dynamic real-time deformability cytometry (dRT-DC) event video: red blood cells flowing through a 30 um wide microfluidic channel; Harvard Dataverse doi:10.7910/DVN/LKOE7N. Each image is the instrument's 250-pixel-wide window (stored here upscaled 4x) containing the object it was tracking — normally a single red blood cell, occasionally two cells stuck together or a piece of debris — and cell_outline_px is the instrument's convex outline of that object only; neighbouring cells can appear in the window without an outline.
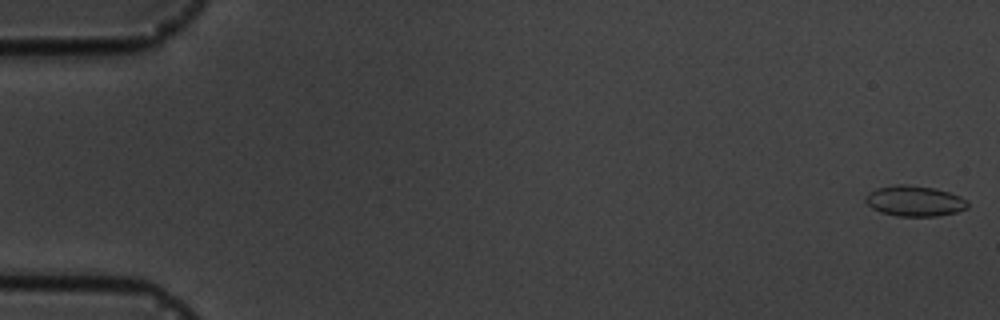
{"species": "common noctule bat (a hibernating species)", "species_latin": "Nyctalus noctula", "temperature_condition": "cold", "stored_images_in_passage": 7, "camera_frame_rate_fps": 3000, "um_per_image_px": 0.085, "animal": {"sex": "male", "body_mass_g": 19.5, "forearm_length_mm": 54.6}, "frame": {"image": 1, "passage_image": 1, "time_ms": 0.0, "image_size_px": [1000, 320], "cell_outline_px": [[968, 208], [956, 212], [936, 216], [896, 216], [880, 212], [872, 208], [864, 200], [864, 196], [868, 192], [876, 188], [900, 184], [904, 184], [936, 188], [960, 196], [968, 200]], "centroid_in_image_um": [77.73, 17.08], "position_along_channel_um": 7.3, "area_um2": 18.32}}
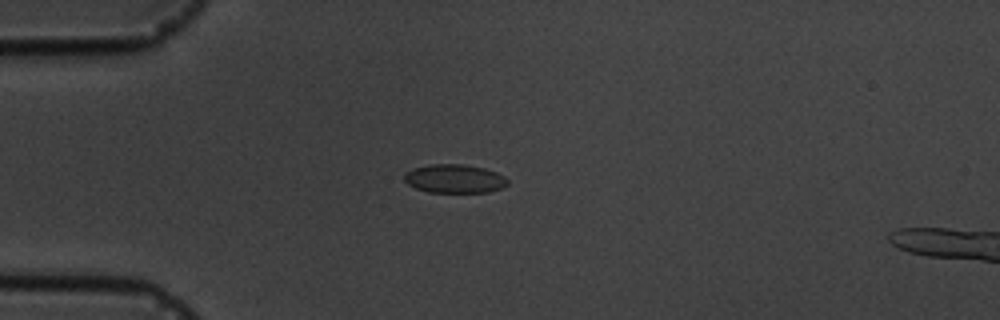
{"frame": {"image": 2, "passage_image": 5, "time_ms": 4.667, "image_size_px": [1000, 320], "cell_outline_px": [[508, 184], [500, 188], [488, 192], [428, 192], [416, 188], [408, 184], [404, 180], [404, 176], [412, 168], [428, 164], [464, 164], [484, 168], [496, 172], [504, 176], [508, 180]], "centroid_in_image_um": [38.63, 15.18], "position_along_channel_um": 46.4, "area_um2": 17.22}}
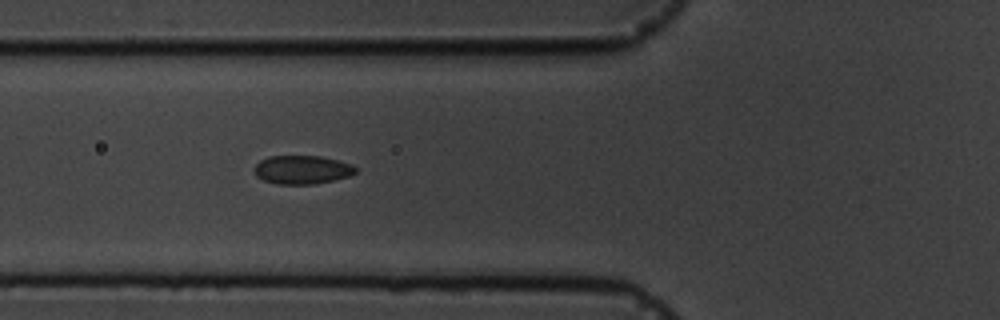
{"frame": {"image": 3, "passage_image": 7, "time_ms": 6.667, "image_size_px": [1000, 320], "cell_outline_px": [[356, 172], [348, 176], [316, 184], [276, 184], [264, 180], [256, 176], [256, 164], [260, 160], [268, 156], [320, 156], [352, 164], [356, 168]], "centroid_in_image_um": [25.67, 14.42], "position_along_channel_um": 100.1, "area_um2": 16.7}}